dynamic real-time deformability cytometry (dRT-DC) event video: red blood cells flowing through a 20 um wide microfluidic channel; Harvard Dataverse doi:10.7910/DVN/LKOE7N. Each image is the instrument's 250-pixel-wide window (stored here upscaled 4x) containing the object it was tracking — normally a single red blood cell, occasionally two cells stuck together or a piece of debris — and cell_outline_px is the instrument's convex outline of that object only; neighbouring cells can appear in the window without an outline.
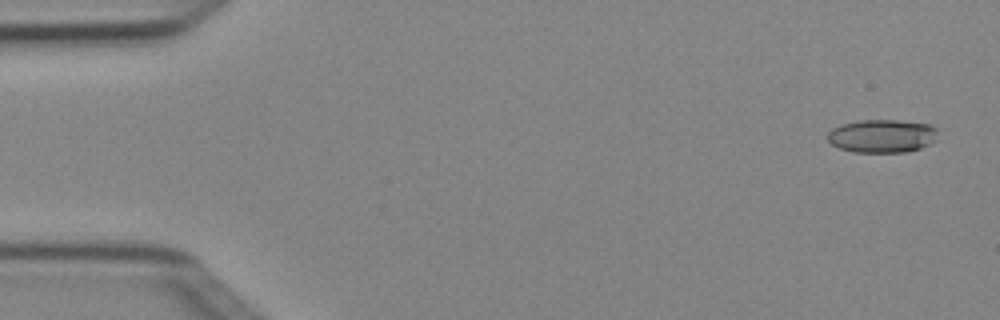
{"species": "Egyptian fruit bat (a non-hibernating species)", "species_latin": "Rousettus aegyptiacus", "temperature_condition": "cold", "stored_images_in_passage": 5, "camera_frame_rate_fps": 3000, "um_per_image_px": 0.085, "animal": {"sex": "female"}, "frame": {"image": 1, "passage_image": 1, "time_ms": 0.0, "image_size_px": [1000, 320], "cell_outline_px": [[936, 140], [920, 148], [904, 152], [852, 152], [840, 148], [832, 144], [828, 140], [828, 132], [832, 128], [840, 124], [860, 120], [896, 120], [928, 124], [936, 128]], "centroid_in_image_um": [74.95, 11.56], "position_along_channel_um": 10.1, "area_um2": 21.27}}
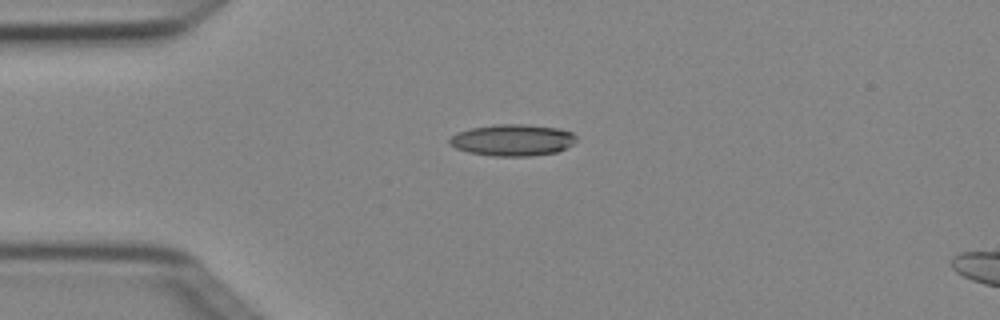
{"frame": {"image": 2, "passage_image": 4, "time_ms": 1.0, "image_size_px": [1000, 320], "cell_outline_px": [[576, 140], [572, 144], [556, 152], [532, 156], [492, 156], [468, 152], [456, 148], [448, 144], [448, 140], [456, 132], [472, 128], [496, 124], [524, 124], [556, 128], [572, 132], [576, 136]], "centroid_in_image_um": [43.53, 11.91], "position_along_channel_um": 41.5, "area_um2": 23.29}}